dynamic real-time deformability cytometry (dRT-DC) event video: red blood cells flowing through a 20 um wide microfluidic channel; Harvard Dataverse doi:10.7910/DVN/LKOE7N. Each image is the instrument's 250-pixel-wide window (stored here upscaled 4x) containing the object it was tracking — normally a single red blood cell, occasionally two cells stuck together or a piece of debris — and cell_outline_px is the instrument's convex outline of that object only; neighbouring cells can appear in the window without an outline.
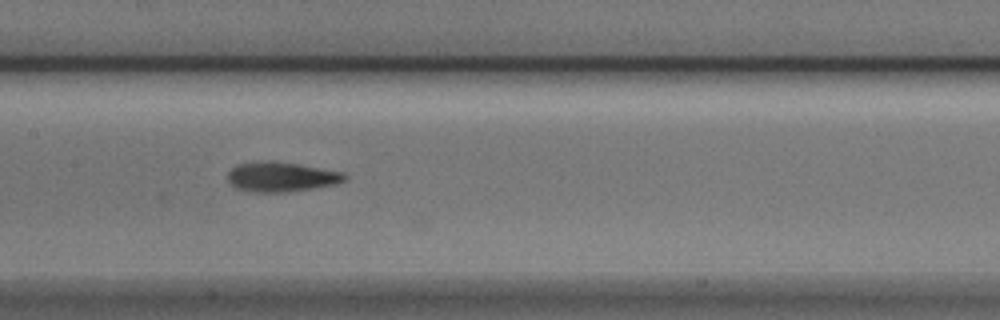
{"species": "Egyptian fruit bat (a non-hibernating species)", "species_latin": "Rousettus aegyptiacus", "temperature_condition": "cold", "stored_images_in_passage": 25, "camera_frame_rate_fps": 3000, "um_per_image_px": 0.085, "animal": {"sex": "male"}, "frame": {"image": 1, "passage_image": 22, "time_ms": 7.0, "image_size_px": [1000, 320], "cell_outline_px": [[348, 176], [344, 180], [336, 184], [312, 188], [284, 192], [248, 192], [236, 188], [228, 180], [228, 172], [232, 168], [240, 164], [260, 160], [272, 160], [300, 164], [344, 172]], "centroid_in_image_um": [23.91, 15.02], "position_along_channel_um": 183.5, "area_um2": 20.4}}